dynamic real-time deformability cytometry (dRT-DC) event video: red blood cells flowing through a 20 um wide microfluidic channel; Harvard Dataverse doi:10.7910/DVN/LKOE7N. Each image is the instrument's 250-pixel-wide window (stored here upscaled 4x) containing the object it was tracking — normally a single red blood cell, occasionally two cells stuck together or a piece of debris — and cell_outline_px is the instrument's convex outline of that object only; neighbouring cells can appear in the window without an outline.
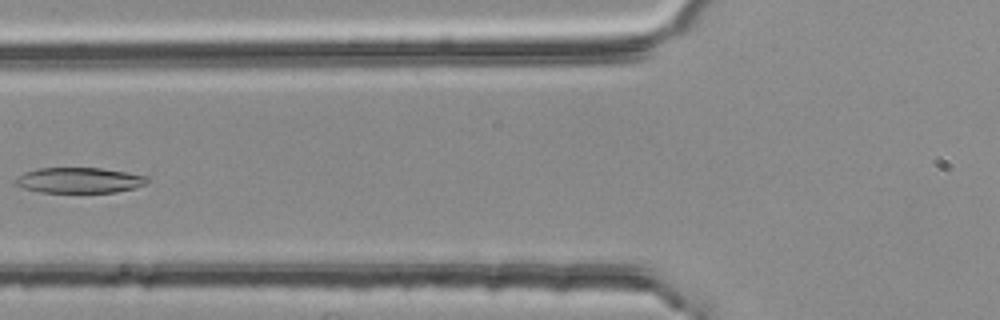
{"species": "common noctule bat (a hibernating species)", "species_latin": "Nyctalus noctula", "temperature_condition": "room temperature", "stored_images_in_passage": 4, "camera_frame_rate_fps": 3000, "um_per_image_px": 0.085, "animal": {"sex": "female", "body_mass_g": 25.1}, "frame": {"image": 1, "passage_image": 4, "time_ms": 1.0, "image_size_px": [1000, 320], "cell_outline_px": [[148, 180], [144, 184], [136, 188], [116, 192], [40, 192], [24, 188], [12, 184], [12, 180], [16, 176], [24, 172], [36, 168], [100, 168], [148, 176]], "centroid_in_image_um": [6.66, 15.32], "position_along_channel_um": 119.1, "area_um2": 19.71}}